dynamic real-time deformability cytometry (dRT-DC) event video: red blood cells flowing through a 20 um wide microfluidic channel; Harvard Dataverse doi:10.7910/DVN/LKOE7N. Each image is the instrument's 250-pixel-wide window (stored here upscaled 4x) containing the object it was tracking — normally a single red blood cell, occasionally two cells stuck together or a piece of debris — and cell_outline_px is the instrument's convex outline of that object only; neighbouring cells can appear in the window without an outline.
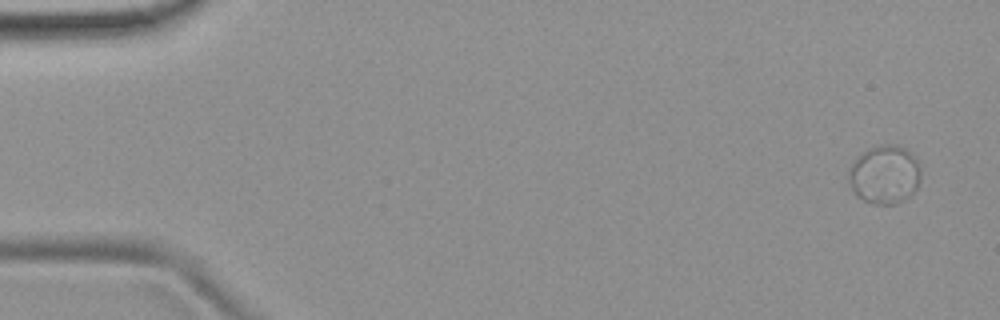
{"species": "common noctule bat (a hibernating species)", "species_latin": "Nyctalus noctula", "temperature_condition": "room temperature", "stored_images_in_passage": 7, "camera_frame_rate_fps": 3000, "um_per_image_px": 0.085, "animal": {"sex": "female", "body_mass_g": 19.9}, "frame": {"image": 1, "passage_image": 1, "time_ms": 0.0, "image_size_px": [1000, 320], "cell_outline_px": [[920, 176], [916, 188], [908, 196], [896, 204], [872, 204], [856, 196], [848, 180], [848, 176], [852, 164], [856, 156], [860, 152], [868, 148], [880, 144], [900, 144], [908, 148], [916, 160], [920, 172]], "centroid_in_image_um": [75.17, 14.8], "position_along_channel_um": 9.8, "area_um2": 24.8}}
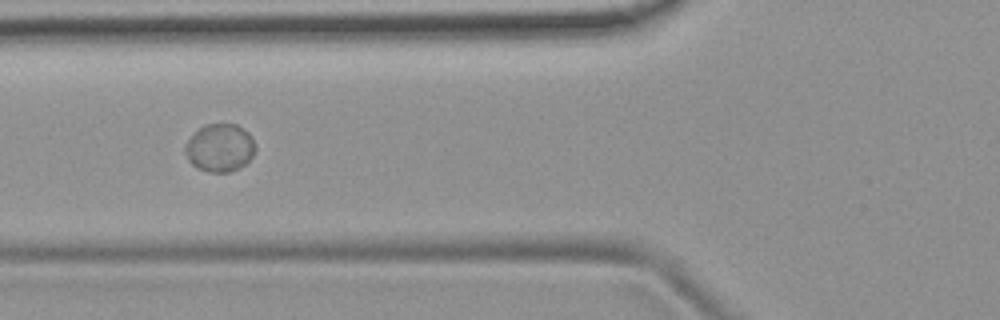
{"frame": {"image": 2, "passage_image": 6, "time_ms": 6.0, "image_size_px": [1000, 320], "cell_outline_px": [[256, 148], [252, 156], [244, 164], [228, 172], [208, 172], [196, 168], [188, 160], [184, 152], [184, 148], [188, 140], [204, 124], [236, 124], [248, 132], [252, 136]], "centroid_in_image_um": [18.67, 12.56], "position_along_channel_um": 107.1, "area_um2": 19.48}}
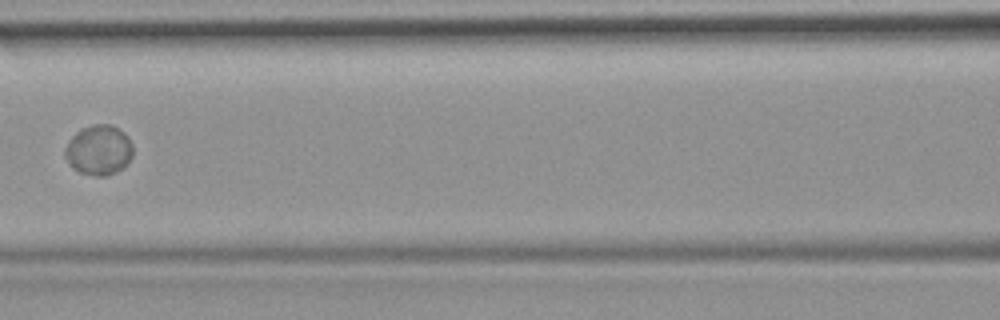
{"frame": {"image": 3, "passage_image": 7, "time_ms": 7.333, "image_size_px": [1000, 320], "cell_outline_px": [[132, 156], [116, 172], [104, 176], [96, 176], [80, 172], [72, 168], [68, 164], [64, 156], [64, 148], [68, 140], [80, 128], [92, 124], [112, 124], [124, 132], [128, 136], [132, 144]], "centroid_in_image_um": [8.35, 12.73], "position_along_channel_um": 158.2, "area_um2": 19.94}}